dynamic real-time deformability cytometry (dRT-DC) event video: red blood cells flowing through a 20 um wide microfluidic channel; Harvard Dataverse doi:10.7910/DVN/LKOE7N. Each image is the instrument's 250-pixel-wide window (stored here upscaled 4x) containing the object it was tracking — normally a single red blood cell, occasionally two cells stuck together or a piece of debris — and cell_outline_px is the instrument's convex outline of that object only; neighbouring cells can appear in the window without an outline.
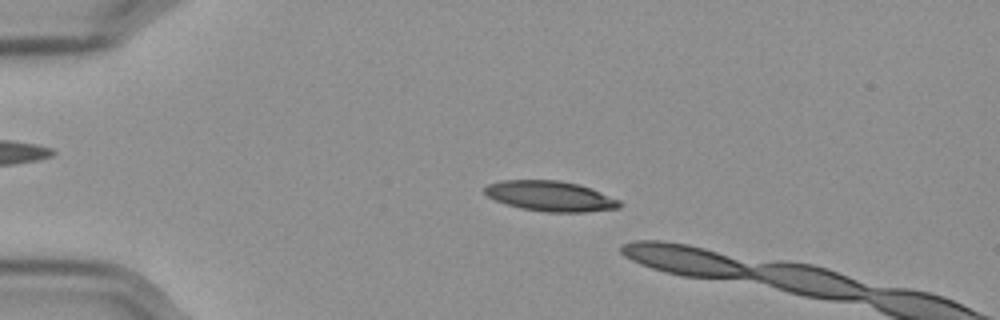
{"species": "Egyptian fruit bat (a non-hibernating species)", "species_latin": "Rousettus aegyptiacus", "temperature_condition": "cold", "stored_images_in_passage": 18, "camera_frame_rate_fps": 3000, "um_per_image_px": 0.085, "frame": {"image": 1, "passage_image": 13, "time_ms": 4.0, "image_size_px": [1000, 320], "cell_outline_px": [[624, 204], [620, 208], [584, 212], [544, 212], [520, 208], [504, 204], [488, 196], [484, 192], [484, 188], [488, 184], [500, 180], [556, 180], [580, 184], [620, 200]], "centroid_in_image_um": [46.78, 16.67], "position_along_channel_um": 38.2, "area_um2": 23.93}}